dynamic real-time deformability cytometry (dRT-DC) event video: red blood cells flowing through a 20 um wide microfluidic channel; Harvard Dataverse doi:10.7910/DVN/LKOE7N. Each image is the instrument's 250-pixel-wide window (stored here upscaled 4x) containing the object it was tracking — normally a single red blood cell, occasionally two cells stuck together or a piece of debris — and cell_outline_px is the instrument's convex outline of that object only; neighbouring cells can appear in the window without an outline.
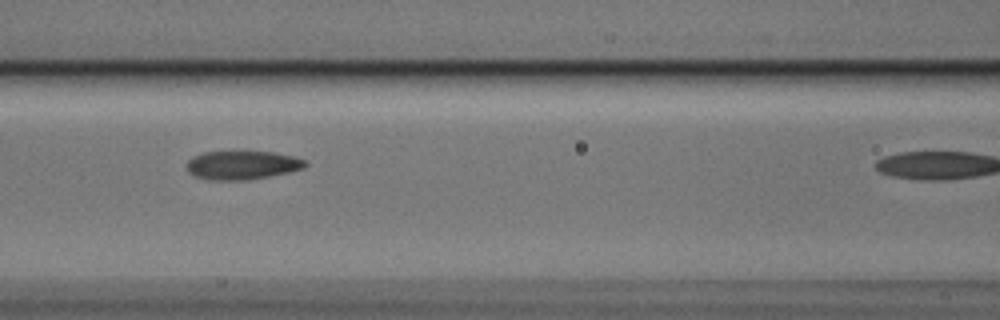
{"species": "Egyptian fruit bat (a non-hibernating species)", "species_latin": "Rousettus aegyptiacus", "temperature_condition": "cold", "stored_images_in_passage": 5, "camera_frame_rate_fps": 3000, "um_per_image_px": 0.085, "animal": {"sex": "male"}, "frame": {"image": 1, "passage_image": 4, "time_ms": 1.0, "image_size_px": [1000, 320], "cell_outline_px": [[308, 164], [304, 168], [288, 172], [248, 180], [208, 180], [196, 176], [188, 172], [188, 160], [192, 156], [204, 152], [272, 152], [292, 156], [304, 160]], "centroid_in_image_um": [20.57, 14.04], "position_along_channel_um": 146.0, "area_um2": 19.59}}